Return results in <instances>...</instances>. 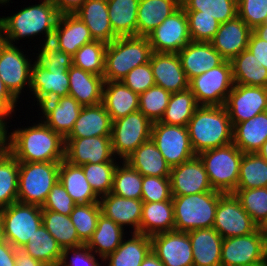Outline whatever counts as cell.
Masks as SVG:
<instances>
[{"mask_svg":"<svg viewBox=\"0 0 267 266\" xmlns=\"http://www.w3.org/2000/svg\"><path fill=\"white\" fill-rule=\"evenodd\" d=\"M257 154L267 162V140L263 143Z\"/></svg>","mask_w":267,"mask_h":266,"instance_id":"obj_68","label":"cell"},{"mask_svg":"<svg viewBox=\"0 0 267 266\" xmlns=\"http://www.w3.org/2000/svg\"><path fill=\"white\" fill-rule=\"evenodd\" d=\"M74 14L85 23L94 40L108 44L118 37L110 24L107 0H86Z\"/></svg>","mask_w":267,"mask_h":266,"instance_id":"obj_29","label":"cell"},{"mask_svg":"<svg viewBox=\"0 0 267 266\" xmlns=\"http://www.w3.org/2000/svg\"><path fill=\"white\" fill-rule=\"evenodd\" d=\"M60 162H19L17 202L42 207L59 180Z\"/></svg>","mask_w":267,"mask_h":266,"instance_id":"obj_7","label":"cell"},{"mask_svg":"<svg viewBox=\"0 0 267 266\" xmlns=\"http://www.w3.org/2000/svg\"><path fill=\"white\" fill-rule=\"evenodd\" d=\"M187 129L196 155L233 141V125L224 106H199Z\"/></svg>","mask_w":267,"mask_h":266,"instance_id":"obj_3","label":"cell"},{"mask_svg":"<svg viewBox=\"0 0 267 266\" xmlns=\"http://www.w3.org/2000/svg\"><path fill=\"white\" fill-rule=\"evenodd\" d=\"M267 140V111L233 125V143L243 153H257Z\"/></svg>","mask_w":267,"mask_h":266,"instance_id":"obj_36","label":"cell"},{"mask_svg":"<svg viewBox=\"0 0 267 266\" xmlns=\"http://www.w3.org/2000/svg\"><path fill=\"white\" fill-rule=\"evenodd\" d=\"M238 16L253 30L267 20V0H237Z\"/></svg>","mask_w":267,"mask_h":266,"instance_id":"obj_56","label":"cell"},{"mask_svg":"<svg viewBox=\"0 0 267 266\" xmlns=\"http://www.w3.org/2000/svg\"><path fill=\"white\" fill-rule=\"evenodd\" d=\"M181 6V0H139L137 36L147 37Z\"/></svg>","mask_w":267,"mask_h":266,"instance_id":"obj_35","label":"cell"},{"mask_svg":"<svg viewBox=\"0 0 267 266\" xmlns=\"http://www.w3.org/2000/svg\"><path fill=\"white\" fill-rule=\"evenodd\" d=\"M171 94L161 86H152L139 95V111L152 123L159 122L165 113Z\"/></svg>","mask_w":267,"mask_h":266,"instance_id":"obj_52","label":"cell"},{"mask_svg":"<svg viewBox=\"0 0 267 266\" xmlns=\"http://www.w3.org/2000/svg\"><path fill=\"white\" fill-rule=\"evenodd\" d=\"M150 238L152 251L164 266H193L192 246L187 232L174 230Z\"/></svg>","mask_w":267,"mask_h":266,"instance_id":"obj_19","label":"cell"},{"mask_svg":"<svg viewBox=\"0 0 267 266\" xmlns=\"http://www.w3.org/2000/svg\"><path fill=\"white\" fill-rule=\"evenodd\" d=\"M19 161L7 151L0 155V209L17 202Z\"/></svg>","mask_w":267,"mask_h":266,"instance_id":"obj_44","label":"cell"},{"mask_svg":"<svg viewBox=\"0 0 267 266\" xmlns=\"http://www.w3.org/2000/svg\"><path fill=\"white\" fill-rule=\"evenodd\" d=\"M38 53L32 54L36 57V60L47 70H64L69 71V68L73 65V58L71 55L66 54L59 49L53 42H45L38 44ZM36 54V55H35Z\"/></svg>","mask_w":267,"mask_h":266,"instance_id":"obj_54","label":"cell"},{"mask_svg":"<svg viewBox=\"0 0 267 266\" xmlns=\"http://www.w3.org/2000/svg\"><path fill=\"white\" fill-rule=\"evenodd\" d=\"M18 101L5 87L2 79L0 78V108L9 116L11 119L16 114ZM16 109V110H15Z\"/></svg>","mask_w":267,"mask_h":266,"instance_id":"obj_61","label":"cell"},{"mask_svg":"<svg viewBox=\"0 0 267 266\" xmlns=\"http://www.w3.org/2000/svg\"><path fill=\"white\" fill-rule=\"evenodd\" d=\"M15 248L6 240L0 241V266H15Z\"/></svg>","mask_w":267,"mask_h":266,"instance_id":"obj_62","label":"cell"},{"mask_svg":"<svg viewBox=\"0 0 267 266\" xmlns=\"http://www.w3.org/2000/svg\"><path fill=\"white\" fill-rule=\"evenodd\" d=\"M150 65L156 85L166 91L176 93L189 88V80L177 53L152 52Z\"/></svg>","mask_w":267,"mask_h":266,"instance_id":"obj_22","label":"cell"},{"mask_svg":"<svg viewBox=\"0 0 267 266\" xmlns=\"http://www.w3.org/2000/svg\"><path fill=\"white\" fill-rule=\"evenodd\" d=\"M151 139L170 167L180 165L196 156L185 126L155 122L152 125Z\"/></svg>","mask_w":267,"mask_h":266,"instance_id":"obj_12","label":"cell"},{"mask_svg":"<svg viewBox=\"0 0 267 266\" xmlns=\"http://www.w3.org/2000/svg\"><path fill=\"white\" fill-rule=\"evenodd\" d=\"M6 42V39L3 35V31H2V28H1V25H0V49L1 47L3 46V44Z\"/></svg>","mask_w":267,"mask_h":266,"instance_id":"obj_71","label":"cell"},{"mask_svg":"<svg viewBox=\"0 0 267 266\" xmlns=\"http://www.w3.org/2000/svg\"><path fill=\"white\" fill-rule=\"evenodd\" d=\"M259 38L267 41V23L256 26L252 30Z\"/></svg>","mask_w":267,"mask_h":266,"instance_id":"obj_67","label":"cell"},{"mask_svg":"<svg viewBox=\"0 0 267 266\" xmlns=\"http://www.w3.org/2000/svg\"><path fill=\"white\" fill-rule=\"evenodd\" d=\"M139 0H107L109 20L118 37L137 36Z\"/></svg>","mask_w":267,"mask_h":266,"instance_id":"obj_39","label":"cell"},{"mask_svg":"<svg viewBox=\"0 0 267 266\" xmlns=\"http://www.w3.org/2000/svg\"><path fill=\"white\" fill-rule=\"evenodd\" d=\"M267 187V162L257 153H243L236 189Z\"/></svg>","mask_w":267,"mask_h":266,"instance_id":"obj_45","label":"cell"},{"mask_svg":"<svg viewBox=\"0 0 267 266\" xmlns=\"http://www.w3.org/2000/svg\"><path fill=\"white\" fill-rule=\"evenodd\" d=\"M3 239L14 248H22L42 225V208L20 202L0 209Z\"/></svg>","mask_w":267,"mask_h":266,"instance_id":"obj_8","label":"cell"},{"mask_svg":"<svg viewBox=\"0 0 267 266\" xmlns=\"http://www.w3.org/2000/svg\"><path fill=\"white\" fill-rule=\"evenodd\" d=\"M10 122H0V155L8 151L9 124Z\"/></svg>","mask_w":267,"mask_h":266,"instance_id":"obj_65","label":"cell"},{"mask_svg":"<svg viewBox=\"0 0 267 266\" xmlns=\"http://www.w3.org/2000/svg\"><path fill=\"white\" fill-rule=\"evenodd\" d=\"M193 254V266H221L223 237L214 228L187 232Z\"/></svg>","mask_w":267,"mask_h":266,"instance_id":"obj_27","label":"cell"},{"mask_svg":"<svg viewBox=\"0 0 267 266\" xmlns=\"http://www.w3.org/2000/svg\"><path fill=\"white\" fill-rule=\"evenodd\" d=\"M262 234L265 238V241L267 242V220L262 224V226L260 227Z\"/></svg>","mask_w":267,"mask_h":266,"instance_id":"obj_70","label":"cell"},{"mask_svg":"<svg viewBox=\"0 0 267 266\" xmlns=\"http://www.w3.org/2000/svg\"><path fill=\"white\" fill-rule=\"evenodd\" d=\"M124 161L142 176L170 177L171 167L151 138L142 143Z\"/></svg>","mask_w":267,"mask_h":266,"instance_id":"obj_33","label":"cell"},{"mask_svg":"<svg viewBox=\"0 0 267 266\" xmlns=\"http://www.w3.org/2000/svg\"><path fill=\"white\" fill-rule=\"evenodd\" d=\"M59 14H74L86 0H52Z\"/></svg>","mask_w":267,"mask_h":266,"instance_id":"obj_63","label":"cell"},{"mask_svg":"<svg viewBox=\"0 0 267 266\" xmlns=\"http://www.w3.org/2000/svg\"><path fill=\"white\" fill-rule=\"evenodd\" d=\"M22 249L33 258L47 266H59L63 249L43 224L29 238Z\"/></svg>","mask_w":267,"mask_h":266,"instance_id":"obj_41","label":"cell"},{"mask_svg":"<svg viewBox=\"0 0 267 266\" xmlns=\"http://www.w3.org/2000/svg\"><path fill=\"white\" fill-rule=\"evenodd\" d=\"M99 259L92 250L83 245L77 248L63 249L59 266H103L102 261H98Z\"/></svg>","mask_w":267,"mask_h":266,"instance_id":"obj_59","label":"cell"},{"mask_svg":"<svg viewBox=\"0 0 267 266\" xmlns=\"http://www.w3.org/2000/svg\"><path fill=\"white\" fill-rule=\"evenodd\" d=\"M121 81L139 95L156 85L150 61L132 69Z\"/></svg>","mask_w":267,"mask_h":266,"instance_id":"obj_58","label":"cell"},{"mask_svg":"<svg viewBox=\"0 0 267 266\" xmlns=\"http://www.w3.org/2000/svg\"><path fill=\"white\" fill-rule=\"evenodd\" d=\"M173 201L143 202L139 234L153 236L159 233L174 231Z\"/></svg>","mask_w":267,"mask_h":266,"instance_id":"obj_34","label":"cell"},{"mask_svg":"<svg viewBox=\"0 0 267 266\" xmlns=\"http://www.w3.org/2000/svg\"><path fill=\"white\" fill-rule=\"evenodd\" d=\"M94 41L90 30L76 14H61L52 41L66 54L73 56L84 44Z\"/></svg>","mask_w":267,"mask_h":266,"instance_id":"obj_25","label":"cell"},{"mask_svg":"<svg viewBox=\"0 0 267 266\" xmlns=\"http://www.w3.org/2000/svg\"><path fill=\"white\" fill-rule=\"evenodd\" d=\"M75 206L76 203L58 180L50 190L41 208L42 210H51L69 216Z\"/></svg>","mask_w":267,"mask_h":266,"instance_id":"obj_57","label":"cell"},{"mask_svg":"<svg viewBox=\"0 0 267 266\" xmlns=\"http://www.w3.org/2000/svg\"><path fill=\"white\" fill-rule=\"evenodd\" d=\"M27 93H31L37 107L44 101L54 100L69 95V74L68 71L47 70L36 59L31 68V86Z\"/></svg>","mask_w":267,"mask_h":266,"instance_id":"obj_18","label":"cell"},{"mask_svg":"<svg viewBox=\"0 0 267 266\" xmlns=\"http://www.w3.org/2000/svg\"><path fill=\"white\" fill-rule=\"evenodd\" d=\"M247 49L255 56L259 64L267 69V41L259 38L252 31Z\"/></svg>","mask_w":267,"mask_h":266,"instance_id":"obj_60","label":"cell"},{"mask_svg":"<svg viewBox=\"0 0 267 266\" xmlns=\"http://www.w3.org/2000/svg\"><path fill=\"white\" fill-rule=\"evenodd\" d=\"M217 190L184 196H172L174 206V230L189 232L213 228L219 198Z\"/></svg>","mask_w":267,"mask_h":266,"instance_id":"obj_5","label":"cell"},{"mask_svg":"<svg viewBox=\"0 0 267 266\" xmlns=\"http://www.w3.org/2000/svg\"><path fill=\"white\" fill-rule=\"evenodd\" d=\"M127 233V230L101 214L96 230L86 246L102 261L120 246L125 235H129Z\"/></svg>","mask_w":267,"mask_h":266,"instance_id":"obj_38","label":"cell"},{"mask_svg":"<svg viewBox=\"0 0 267 266\" xmlns=\"http://www.w3.org/2000/svg\"><path fill=\"white\" fill-rule=\"evenodd\" d=\"M199 107L191 90L172 93L168 106L160 122L168 125L185 126Z\"/></svg>","mask_w":267,"mask_h":266,"instance_id":"obj_43","label":"cell"},{"mask_svg":"<svg viewBox=\"0 0 267 266\" xmlns=\"http://www.w3.org/2000/svg\"><path fill=\"white\" fill-rule=\"evenodd\" d=\"M11 2V0H0V5L3 7L4 5L5 6H8L9 5V3ZM0 6V7H1Z\"/></svg>","mask_w":267,"mask_h":266,"instance_id":"obj_72","label":"cell"},{"mask_svg":"<svg viewBox=\"0 0 267 266\" xmlns=\"http://www.w3.org/2000/svg\"><path fill=\"white\" fill-rule=\"evenodd\" d=\"M147 37L153 52L178 53L185 48L191 38L184 8L180 6Z\"/></svg>","mask_w":267,"mask_h":266,"instance_id":"obj_15","label":"cell"},{"mask_svg":"<svg viewBox=\"0 0 267 266\" xmlns=\"http://www.w3.org/2000/svg\"><path fill=\"white\" fill-rule=\"evenodd\" d=\"M185 11H199V15H208L220 23L234 19L238 15L237 0H181Z\"/></svg>","mask_w":267,"mask_h":266,"instance_id":"obj_47","label":"cell"},{"mask_svg":"<svg viewBox=\"0 0 267 266\" xmlns=\"http://www.w3.org/2000/svg\"><path fill=\"white\" fill-rule=\"evenodd\" d=\"M169 178L172 196L213 191L204 165L197 155L180 165L171 167Z\"/></svg>","mask_w":267,"mask_h":266,"instance_id":"obj_20","label":"cell"},{"mask_svg":"<svg viewBox=\"0 0 267 266\" xmlns=\"http://www.w3.org/2000/svg\"><path fill=\"white\" fill-rule=\"evenodd\" d=\"M112 119L102 103L83 106L73 129L66 138L111 136Z\"/></svg>","mask_w":267,"mask_h":266,"instance_id":"obj_30","label":"cell"},{"mask_svg":"<svg viewBox=\"0 0 267 266\" xmlns=\"http://www.w3.org/2000/svg\"><path fill=\"white\" fill-rule=\"evenodd\" d=\"M102 214L100 203L78 204L70 216L76 228L79 240L86 245L96 230L97 222Z\"/></svg>","mask_w":267,"mask_h":266,"instance_id":"obj_48","label":"cell"},{"mask_svg":"<svg viewBox=\"0 0 267 266\" xmlns=\"http://www.w3.org/2000/svg\"><path fill=\"white\" fill-rule=\"evenodd\" d=\"M118 163L119 161L81 165L88 183L99 198L111 192L114 173Z\"/></svg>","mask_w":267,"mask_h":266,"instance_id":"obj_50","label":"cell"},{"mask_svg":"<svg viewBox=\"0 0 267 266\" xmlns=\"http://www.w3.org/2000/svg\"><path fill=\"white\" fill-rule=\"evenodd\" d=\"M140 266H164L159 258L151 251Z\"/></svg>","mask_w":267,"mask_h":266,"instance_id":"obj_66","label":"cell"},{"mask_svg":"<svg viewBox=\"0 0 267 266\" xmlns=\"http://www.w3.org/2000/svg\"><path fill=\"white\" fill-rule=\"evenodd\" d=\"M3 240L2 219L0 216V241Z\"/></svg>","mask_w":267,"mask_h":266,"instance_id":"obj_73","label":"cell"},{"mask_svg":"<svg viewBox=\"0 0 267 266\" xmlns=\"http://www.w3.org/2000/svg\"><path fill=\"white\" fill-rule=\"evenodd\" d=\"M153 123L140 111L112 122L111 144L115 158L124 161L151 138Z\"/></svg>","mask_w":267,"mask_h":266,"instance_id":"obj_10","label":"cell"},{"mask_svg":"<svg viewBox=\"0 0 267 266\" xmlns=\"http://www.w3.org/2000/svg\"><path fill=\"white\" fill-rule=\"evenodd\" d=\"M233 193L252 220L261 227L267 220V187L236 189Z\"/></svg>","mask_w":267,"mask_h":266,"instance_id":"obj_51","label":"cell"},{"mask_svg":"<svg viewBox=\"0 0 267 266\" xmlns=\"http://www.w3.org/2000/svg\"><path fill=\"white\" fill-rule=\"evenodd\" d=\"M110 193L125 198L141 200L142 175L125 161H119L115 169Z\"/></svg>","mask_w":267,"mask_h":266,"instance_id":"obj_46","label":"cell"},{"mask_svg":"<svg viewBox=\"0 0 267 266\" xmlns=\"http://www.w3.org/2000/svg\"><path fill=\"white\" fill-rule=\"evenodd\" d=\"M22 47L23 45L18 47L5 42L0 49V78L5 87L18 101L22 94L25 93L24 89L26 91L30 90L31 68L33 61L36 59V57L30 59L32 56Z\"/></svg>","mask_w":267,"mask_h":266,"instance_id":"obj_11","label":"cell"},{"mask_svg":"<svg viewBox=\"0 0 267 266\" xmlns=\"http://www.w3.org/2000/svg\"><path fill=\"white\" fill-rule=\"evenodd\" d=\"M37 122V123H36ZM31 126L9 132L8 151L19 162H61L65 158V139L41 119Z\"/></svg>","mask_w":267,"mask_h":266,"instance_id":"obj_1","label":"cell"},{"mask_svg":"<svg viewBox=\"0 0 267 266\" xmlns=\"http://www.w3.org/2000/svg\"><path fill=\"white\" fill-rule=\"evenodd\" d=\"M41 1V2H40ZM27 5L13 15L0 17V25L6 42L18 45V41L42 37L40 44L51 42L59 12L52 0H40Z\"/></svg>","mask_w":267,"mask_h":266,"instance_id":"obj_2","label":"cell"},{"mask_svg":"<svg viewBox=\"0 0 267 266\" xmlns=\"http://www.w3.org/2000/svg\"><path fill=\"white\" fill-rule=\"evenodd\" d=\"M230 62L235 84L267 88V69L259 64L248 49Z\"/></svg>","mask_w":267,"mask_h":266,"instance_id":"obj_40","label":"cell"},{"mask_svg":"<svg viewBox=\"0 0 267 266\" xmlns=\"http://www.w3.org/2000/svg\"><path fill=\"white\" fill-rule=\"evenodd\" d=\"M249 266H266V259L259 262V263H256V264H253V265H249Z\"/></svg>","mask_w":267,"mask_h":266,"instance_id":"obj_74","label":"cell"},{"mask_svg":"<svg viewBox=\"0 0 267 266\" xmlns=\"http://www.w3.org/2000/svg\"><path fill=\"white\" fill-rule=\"evenodd\" d=\"M224 107L232 125L267 111V88L234 84Z\"/></svg>","mask_w":267,"mask_h":266,"instance_id":"obj_16","label":"cell"},{"mask_svg":"<svg viewBox=\"0 0 267 266\" xmlns=\"http://www.w3.org/2000/svg\"><path fill=\"white\" fill-rule=\"evenodd\" d=\"M234 84L231 62L224 60L220 65L192 78L189 89L199 106H224Z\"/></svg>","mask_w":267,"mask_h":266,"instance_id":"obj_9","label":"cell"},{"mask_svg":"<svg viewBox=\"0 0 267 266\" xmlns=\"http://www.w3.org/2000/svg\"><path fill=\"white\" fill-rule=\"evenodd\" d=\"M102 104L114 121L139 111V94L129 89L122 81H105Z\"/></svg>","mask_w":267,"mask_h":266,"instance_id":"obj_31","label":"cell"},{"mask_svg":"<svg viewBox=\"0 0 267 266\" xmlns=\"http://www.w3.org/2000/svg\"><path fill=\"white\" fill-rule=\"evenodd\" d=\"M207 172L213 190L233 193L237 188L243 152L232 142L197 155Z\"/></svg>","mask_w":267,"mask_h":266,"instance_id":"obj_6","label":"cell"},{"mask_svg":"<svg viewBox=\"0 0 267 266\" xmlns=\"http://www.w3.org/2000/svg\"><path fill=\"white\" fill-rule=\"evenodd\" d=\"M172 199L170 178L142 176L143 202H160Z\"/></svg>","mask_w":267,"mask_h":266,"instance_id":"obj_55","label":"cell"},{"mask_svg":"<svg viewBox=\"0 0 267 266\" xmlns=\"http://www.w3.org/2000/svg\"><path fill=\"white\" fill-rule=\"evenodd\" d=\"M82 108L74 97L63 96L44 101L38 107L37 112L41 111L37 115L41 116L37 118L65 139L73 129Z\"/></svg>","mask_w":267,"mask_h":266,"instance_id":"obj_21","label":"cell"},{"mask_svg":"<svg viewBox=\"0 0 267 266\" xmlns=\"http://www.w3.org/2000/svg\"><path fill=\"white\" fill-rule=\"evenodd\" d=\"M130 234V238L129 236L128 238L126 236L122 240L120 246L113 253L102 260V264H104L105 266L141 265L143 260L152 251L151 238L139 233Z\"/></svg>","mask_w":267,"mask_h":266,"instance_id":"obj_32","label":"cell"},{"mask_svg":"<svg viewBox=\"0 0 267 266\" xmlns=\"http://www.w3.org/2000/svg\"><path fill=\"white\" fill-rule=\"evenodd\" d=\"M213 228L225 239L249 235L259 227L234 193H223L219 198Z\"/></svg>","mask_w":267,"mask_h":266,"instance_id":"obj_13","label":"cell"},{"mask_svg":"<svg viewBox=\"0 0 267 266\" xmlns=\"http://www.w3.org/2000/svg\"><path fill=\"white\" fill-rule=\"evenodd\" d=\"M15 266H47L38 261L32 256L28 255L22 248H15Z\"/></svg>","mask_w":267,"mask_h":266,"instance_id":"obj_64","label":"cell"},{"mask_svg":"<svg viewBox=\"0 0 267 266\" xmlns=\"http://www.w3.org/2000/svg\"><path fill=\"white\" fill-rule=\"evenodd\" d=\"M267 242L260 227L245 236L223 239L221 266H249L266 259Z\"/></svg>","mask_w":267,"mask_h":266,"instance_id":"obj_14","label":"cell"},{"mask_svg":"<svg viewBox=\"0 0 267 266\" xmlns=\"http://www.w3.org/2000/svg\"><path fill=\"white\" fill-rule=\"evenodd\" d=\"M152 52L148 37H117L105 50L104 80L121 81L132 69L149 62Z\"/></svg>","mask_w":267,"mask_h":266,"instance_id":"obj_4","label":"cell"},{"mask_svg":"<svg viewBox=\"0 0 267 266\" xmlns=\"http://www.w3.org/2000/svg\"><path fill=\"white\" fill-rule=\"evenodd\" d=\"M252 29L237 15L234 19L220 23L210 41L225 60L231 61L247 49Z\"/></svg>","mask_w":267,"mask_h":266,"instance_id":"obj_24","label":"cell"},{"mask_svg":"<svg viewBox=\"0 0 267 266\" xmlns=\"http://www.w3.org/2000/svg\"><path fill=\"white\" fill-rule=\"evenodd\" d=\"M101 212L108 219L129 233H139L140 221L142 218L143 201L131 198H125L113 193H109L99 199ZM127 226V228H126Z\"/></svg>","mask_w":267,"mask_h":266,"instance_id":"obj_23","label":"cell"},{"mask_svg":"<svg viewBox=\"0 0 267 266\" xmlns=\"http://www.w3.org/2000/svg\"><path fill=\"white\" fill-rule=\"evenodd\" d=\"M42 224L62 249L77 248L84 245L78 238L70 216L51 210H42Z\"/></svg>","mask_w":267,"mask_h":266,"instance_id":"obj_42","label":"cell"},{"mask_svg":"<svg viewBox=\"0 0 267 266\" xmlns=\"http://www.w3.org/2000/svg\"><path fill=\"white\" fill-rule=\"evenodd\" d=\"M9 119L11 118L0 108V122H9V121L12 122Z\"/></svg>","mask_w":267,"mask_h":266,"instance_id":"obj_69","label":"cell"},{"mask_svg":"<svg viewBox=\"0 0 267 266\" xmlns=\"http://www.w3.org/2000/svg\"><path fill=\"white\" fill-rule=\"evenodd\" d=\"M191 41L210 42L217 33L220 22L208 15H199V11H185Z\"/></svg>","mask_w":267,"mask_h":266,"instance_id":"obj_53","label":"cell"},{"mask_svg":"<svg viewBox=\"0 0 267 266\" xmlns=\"http://www.w3.org/2000/svg\"><path fill=\"white\" fill-rule=\"evenodd\" d=\"M59 182L65 187L76 205L99 202L100 198L92 190L81 166L62 160L59 166Z\"/></svg>","mask_w":267,"mask_h":266,"instance_id":"obj_37","label":"cell"},{"mask_svg":"<svg viewBox=\"0 0 267 266\" xmlns=\"http://www.w3.org/2000/svg\"><path fill=\"white\" fill-rule=\"evenodd\" d=\"M177 54L189 81L220 65L225 60L210 42L191 41Z\"/></svg>","mask_w":267,"mask_h":266,"instance_id":"obj_26","label":"cell"},{"mask_svg":"<svg viewBox=\"0 0 267 266\" xmlns=\"http://www.w3.org/2000/svg\"><path fill=\"white\" fill-rule=\"evenodd\" d=\"M69 74V96L74 97L81 106L102 103L104 77L84 71L72 65Z\"/></svg>","mask_w":267,"mask_h":266,"instance_id":"obj_28","label":"cell"},{"mask_svg":"<svg viewBox=\"0 0 267 266\" xmlns=\"http://www.w3.org/2000/svg\"><path fill=\"white\" fill-rule=\"evenodd\" d=\"M64 160L75 166L120 161L113 154L111 136L65 138Z\"/></svg>","mask_w":267,"mask_h":266,"instance_id":"obj_17","label":"cell"},{"mask_svg":"<svg viewBox=\"0 0 267 266\" xmlns=\"http://www.w3.org/2000/svg\"><path fill=\"white\" fill-rule=\"evenodd\" d=\"M106 47L107 43L99 40L84 44L72 56L73 65L84 71L103 76Z\"/></svg>","mask_w":267,"mask_h":266,"instance_id":"obj_49","label":"cell"}]
</instances>
